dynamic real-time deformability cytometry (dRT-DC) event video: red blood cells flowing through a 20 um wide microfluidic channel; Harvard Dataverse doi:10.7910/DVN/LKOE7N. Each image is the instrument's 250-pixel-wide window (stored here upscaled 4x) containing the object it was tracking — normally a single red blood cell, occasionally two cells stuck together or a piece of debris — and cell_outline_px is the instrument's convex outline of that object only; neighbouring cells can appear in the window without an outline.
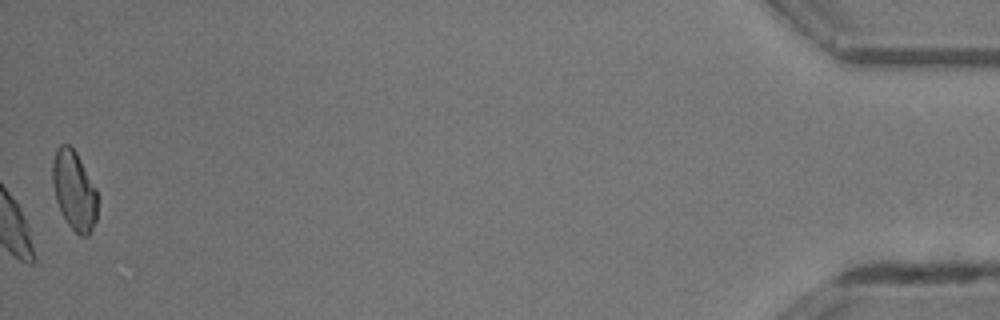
{"species": "common noctule bat (a hibernating species)", "species_latin": "Nyctalus noctula", "temperature_condition": "room temperature", "stored_images_in_passage": 41, "camera_frame_rate_fps": 3000, "um_per_image_px": 0.085, "animal": {"sex": "male", "body_mass_g": 13.3}, "frame": {"image": 1, "passage_image": 41, "time_ms": 13.333, "image_size_px": [1000, 320], "cell_outline_px": [[96, 220], [92, 232], [88, 236], [80, 236], [68, 224], [56, 200], [52, 184], [52, 164], [56, 148], [60, 144], [68, 144], [76, 152], [96, 188]], "centroid_in_image_um": [6.3, 16.18], "position_along_channel_um": 428.9, "area_um2": 20.63}, "authors_computed_cell_mechanics": {"area_um2": 21.964, "velocity_mm_per_s": 4.8561, "shape_relaxation_time_tau1_ms": 2.5271, "shape_relaxation_time_tau2_ms": null, "deformation_change_tau1": 0.05, "deformation_change_tau2": null}}